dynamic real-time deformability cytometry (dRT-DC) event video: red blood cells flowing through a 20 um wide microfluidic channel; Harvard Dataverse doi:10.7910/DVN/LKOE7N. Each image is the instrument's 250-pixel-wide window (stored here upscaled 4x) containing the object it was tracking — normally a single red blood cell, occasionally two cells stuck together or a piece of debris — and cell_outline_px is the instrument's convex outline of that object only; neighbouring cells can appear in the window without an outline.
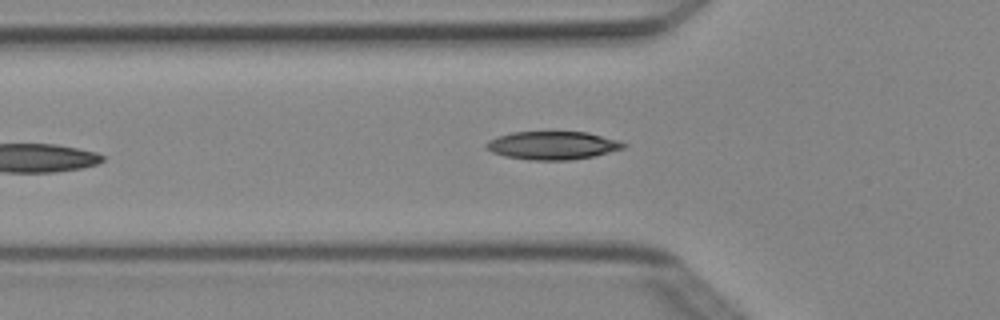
{"species": "Egyptian fruit bat (a non-hibernating species)", "species_latin": "Rousettus aegyptiacus", "temperature_condition": "cold", "stored_images_in_passage": 3, "camera_frame_rate_fps": 3000, "um_per_image_px": 0.085, "animal": {"sex": "female"}, "frame": {"image": 1, "passage_image": 3, "time_ms": 0.667, "image_size_px": [1000, 320], "cell_outline_px": [[628, 144], [624, 148], [592, 156], [572, 160], [528, 160], [504, 156], [492, 152], [484, 148], [484, 144], [488, 140], [496, 136], [512, 132], [588, 132], [620, 140]], "centroid_in_image_um": [46.94, 12.36], "position_along_channel_um": 78.9, "area_um2": 22.77}}